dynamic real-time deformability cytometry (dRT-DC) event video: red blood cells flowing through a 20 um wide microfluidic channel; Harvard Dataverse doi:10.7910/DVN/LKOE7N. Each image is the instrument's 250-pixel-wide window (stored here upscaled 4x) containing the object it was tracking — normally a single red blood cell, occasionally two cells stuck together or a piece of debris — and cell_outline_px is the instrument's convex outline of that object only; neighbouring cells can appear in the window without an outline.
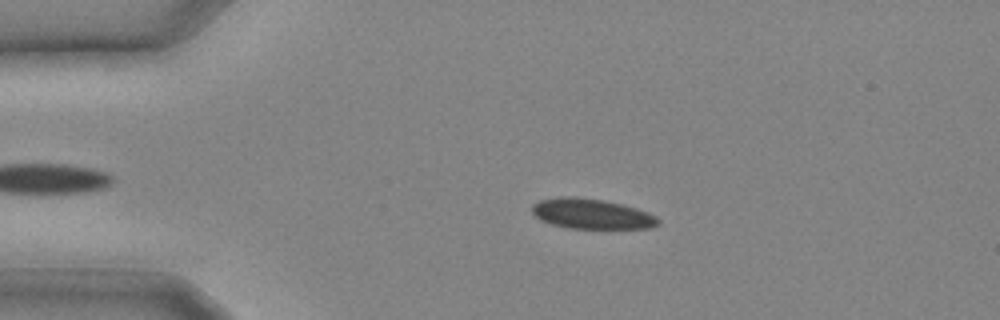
{"species": "common noctule bat (a hibernating species)", "species_latin": "Nyctalus noctula", "temperature_condition": "cold", "stored_images_in_passage": 11, "camera_frame_rate_fps": 3000, "um_per_image_px": 0.085, "animal": {"sex": "male", "body_mass_g": 20.4}, "frame": {"image": 1, "passage_image": 5, "time_ms": 1.333, "image_size_px": [1000, 320], "cell_outline_px": [[660, 224], [648, 228], [568, 228], [552, 224], [540, 220], [532, 212], [532, 204], [540, 200], [560, 196], [572, 196], [604, 200], [636, 208], [648, 212], [656, 216], [660, 220]], "centroid_in_image_um": [50.28, 18.17], "position_along_channel_um": 34.7, "area_um2": 22.14}}
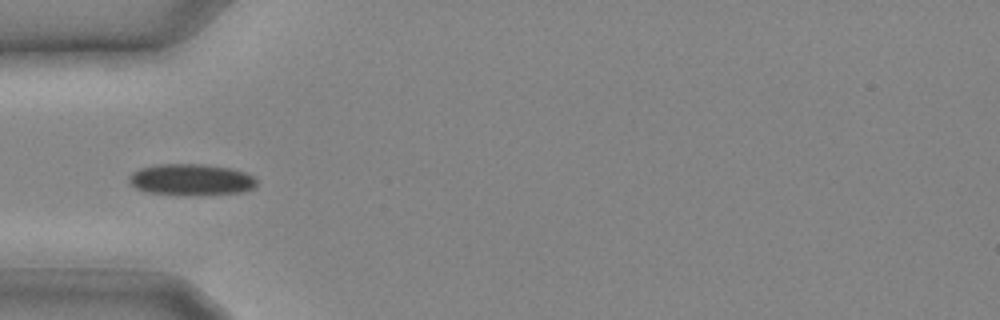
{"frame": {"image": 2, "passage_image": 8, "time_ms": 2.333, "image_size_px": [1000, 320], "cell_outline_px": [[256, 184], [252, 188], [240, 192], [200, 196], [148, 192], [136, 188], [128, 180], [128, 176], [132, 172], [140, 168], [156, 164], [204, 164], [232, 168], [256, 176]], "centroid_in_image_um": [16.26, 15.27], "position_along_channel_um": 68.7, "area_um2": 23.58}}
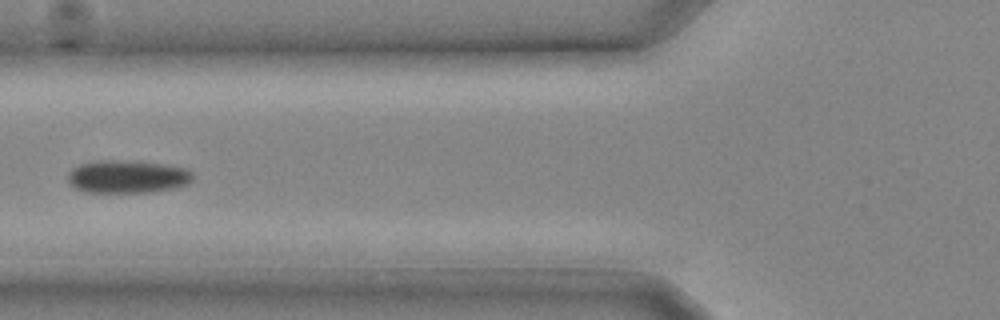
{"frame": {"image": 3, "passage_image": 10, "time_ms": 3.0, "image_size_px": [1000, 320], "cell_outline_px": [[192, 180], [188, 184], [176, 188], [152, 192], [88, 192], [76, 188], [68, 180], [68, 172], [72, 168], [80, 164], [100, 160], [116, 160], [164, 164], [188, 168], [192, 172]], "centroid_in_image_um": [10.86, 15.02], "position_along_channel_um": 114.9, "area_um2": 23.93}}